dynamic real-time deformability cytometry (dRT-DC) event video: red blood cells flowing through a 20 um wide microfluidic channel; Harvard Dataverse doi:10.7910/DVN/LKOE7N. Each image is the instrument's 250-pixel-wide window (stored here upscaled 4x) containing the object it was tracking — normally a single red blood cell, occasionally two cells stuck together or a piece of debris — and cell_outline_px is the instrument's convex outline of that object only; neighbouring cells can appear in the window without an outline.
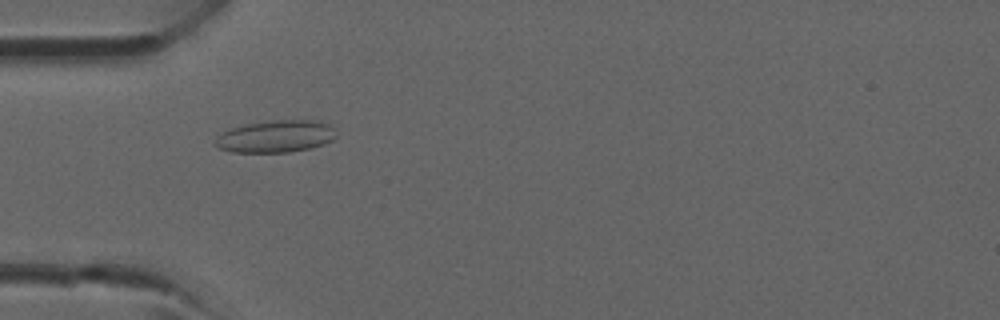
{"species": "common noctule bat (a hibernating species)", "species_latin": "Nyctalus noctula", "temperature_condition": "room temperature", "stored_images_in_passage": 9, "camera_frame_rate_fps": 3000, "um_per_image_px": 0.085, "animal": {"sex": "male", "forearm_length_mm": 52.5}, "frame": {"image": 1, "passage_image": 1, "time_ms": 0.0, "image_size_px": [1000, 320], "cell_outline_px": [[336, 136], [332, 140], [324, 144], [312, 148], [288, 152], [232, 152], [220, 148], [212, 144], [216, 136], [232, 128], [248, 124], [272, 120], [320, 120], [328, 124], [332, 128]], "centroid_in_image_um": [23.44, 11.6], "position_along_channel_um": 61.6, "area_um2": 22.66}}
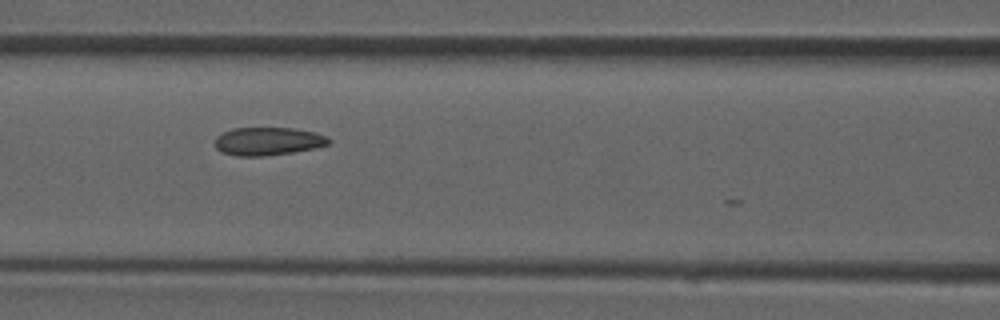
{"frame": {"image": 2, "passage_image": 6, "time_ms": 1.667, "image_size_px": [1000, 320], "cell_outline_px": [[332, 140], [328, 144], [316, 148], [292, 152], [264, 156], [236, 156], [220, 152], [216, 148], [216, 136], [232, 128], [292, 128], [312, 132], [328, 136]], "centroid_in_image_um": [22.77, 12.01], "position_along_channel_um": 143.8, "area_um2": 18.61}}
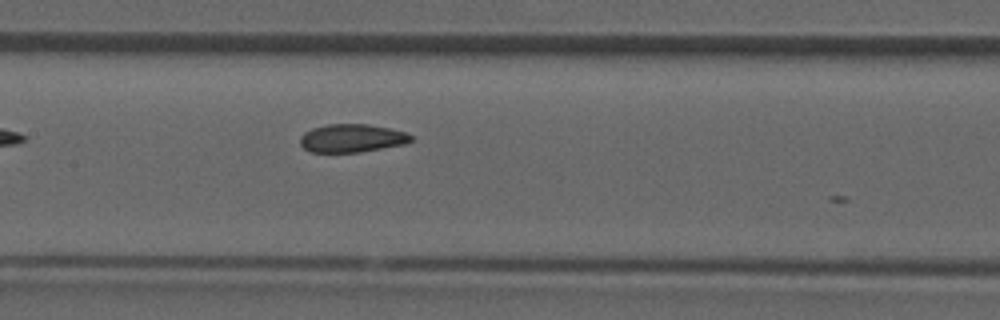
{"frame": {"image": 3, "passage_image": 8, "time_ms": 2.333, "image_size_px": [1000, 320], "cell_outline_px": [[412, 140], [404, 144], [360, 152], [308, 152], [300, 144], [300, 136], [304, 132], [312, 128], [328, 124], [368, 124], [408, 132], [412, 136]], "centroid_in_image_um": [29.89, 11.74], "position_along_channel_um": 177.5, "area_um2": 18.26}}